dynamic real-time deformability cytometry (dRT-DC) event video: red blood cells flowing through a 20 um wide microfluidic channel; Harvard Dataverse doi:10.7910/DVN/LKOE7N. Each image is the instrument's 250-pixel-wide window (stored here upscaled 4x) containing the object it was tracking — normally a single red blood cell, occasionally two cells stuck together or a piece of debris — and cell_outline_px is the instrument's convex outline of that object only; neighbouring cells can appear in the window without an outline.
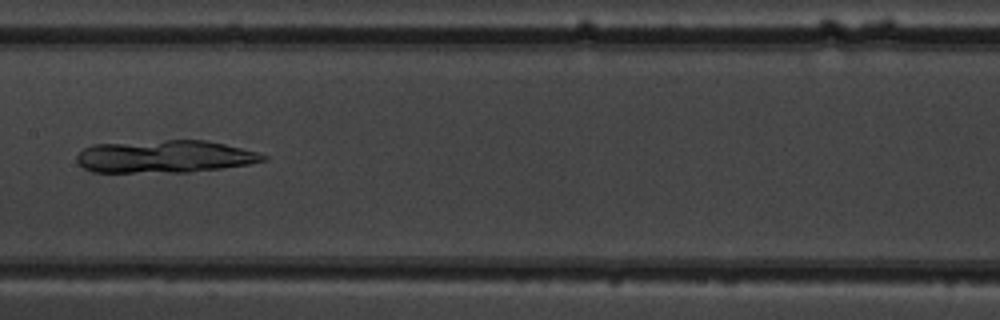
{"species": "common noctule bat (a hibernating species)", "species_latin": "Nyctalus noctula", "temperature_condition": "warm", "stored_images_in_passage": 7, "camera_frame_rate_fps": 3000, "um_per_image_px": 0.085, "animal": {"sex": "male", "body_mass_g": 19.5, "forearm_length_mm": 54.6}, "frame": {"image": 1, "passage_image": 7, "time_ms": 6.667, "image_size_px": [1000, 320], "cell_outline_px": [[268, 160], [248, 164], [220, 168], [188, 172], [92, 172], [84, 168], [76, 160], [76, 156], [84, 148], [92, 144], [164, 140], [204, 140], [224, 144], [256, 152], [268, 156]], "centroid_in_image_um": [13.97, 13.3], "position_along_channel_um": 193.4, "area_um2": 35.26}}